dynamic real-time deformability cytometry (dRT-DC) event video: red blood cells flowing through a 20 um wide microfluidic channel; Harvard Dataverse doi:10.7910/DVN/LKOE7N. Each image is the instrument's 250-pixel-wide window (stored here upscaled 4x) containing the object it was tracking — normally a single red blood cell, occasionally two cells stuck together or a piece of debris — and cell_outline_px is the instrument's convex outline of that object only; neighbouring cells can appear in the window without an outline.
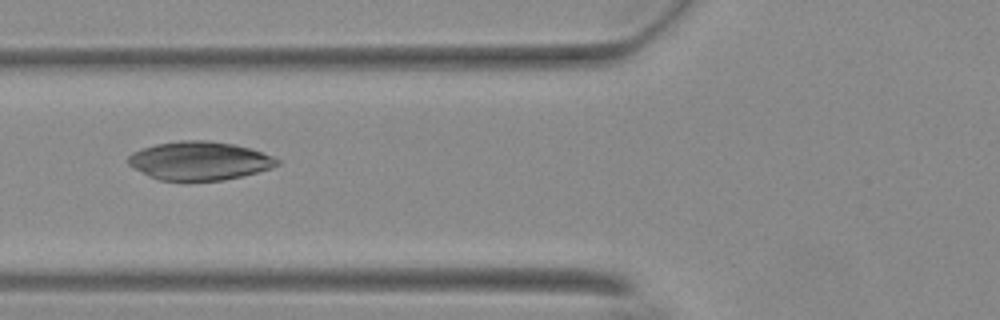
{"species": "Egyptian fruit bat (a non-hibernating species)", "species_latin": "Rousettus aegyptiacus", "temperature_condition": "warm", "stored_images_in_passage": 21, "camera_frame_rate_fps": 3000, "um_per_image_px": 0.085, "animal": {"sex": "female"}, "frame": {"image": 1, "passage_image": 4, "time_ms": 1.0, "image_size_px": [1000, 320], "cell_outline_px": [[280, 164], [272, 168], [224, 180], [160, 180], [128, 164], [128, 156], [132, 152], [156, 144], [180, 140], [208, 140], [232, 144], [252, 148], [272, 156], [280, 160]], "centroid_in_image_um": [16.99, 13.65], "position_along_channel_um": 108.8, "area_um2": 33.06}}
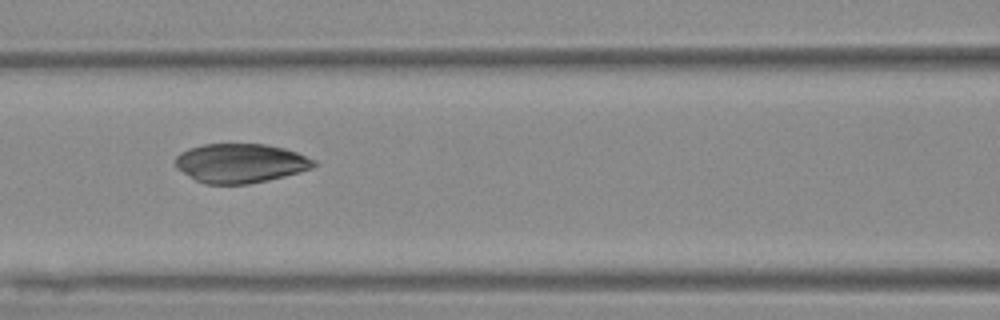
{"frame": {"image": 2, "passage_image": 7, "time_ms": 2.0, "image_size_px": [1000, 320], "cell_outline_px": [[316, 164], [312, 168], [300, 172], [268, 180], [248, 184], [204, 184], [196, 180], [176, 168], [176, 156], [180, 152], [188, 148], [204, 144], [264, 144], [284, 148], [296, 152], [316, 160]], "centroid_in_image_um": [20.43, 13.87], "position_along_channel_um": 146.2, "area_um2": 31.62}}